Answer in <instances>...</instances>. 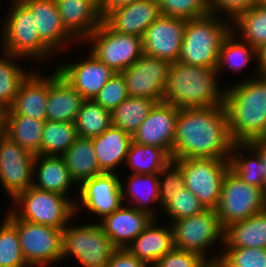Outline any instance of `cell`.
Masks as SVG:
<instances>
[{"label":"cell","mask_w":266,"mask_h":267,"mask_svg":"<svg viewBox=\"0 0 266 267\" xmlns=\"http://www.w3.org/2000/svg\"><path fill=\"white\" fill-rule=\"evenodd\" d=\"M233 145L224 105L179 109L172 159H229Z\"/></svg>","instance_id":"1"},{"label":"cell","mask_w":266,"mask_h":267,"mask_svg":"<svg viewBox=\"0 0 266 267\" xmlns=\"http://www.w3.org/2000/svg\"><path fill=\"white\" fill-rule=\"evenodd\" d=\"M255 66L252 77L225 88L224 107L234 143L261 140L266 134V78L259 76L258 63Z\"/></svg>","instance_id":"2"},{"label":"cell","mask_w":266,"mask_h":267,"mask_svg":"<svg viewBox=\"0 0 266 267\" xmlns=\"http://www.w3.org/2000/svg\"><path fill=\"white\" fill-rule=\"evenodd\" d=\"M218 77L216 68L172 62L163 101L179 109L224 105L226 87Z\"/></svg>","instance_id":"3"},{"label":"cell","mask_w":266,"mask_h":267,"mask_svg":"<svg viewBox=\"0 0 266 267\" xmlns=\"http://www.w3.org/2000/svg\"><path fill=\"white\" fill-rule=\"evenodd\" d=\"M230 31L231 21L212 13L187 20L178 61L216 68L222 42Z\"/></svg>","instance_id":"4"},{"label":"cell","mask_w":266,"mask_h":267,"mask_svg":"<svg viewBox=\"0 0 266 267\" xmlns=\"http://www.w3.org/2000/svg\"><path fill=\"white\" fill-rule=\"evenodd\" d=\"M6 18L1 22V49L14 56L43 64L56 56L40 39L35 18L21 0H10ZM8 14V15H7ZM38 62V64H37Z\"/></svg>","instance_id":"5"},{"label":"cell","mask_w":266,"mask_h":267,"mask_svg":"<svg viewBox=\"0 0 266 267\" xmlns=\"http://www.w3.org/2000/svg\"><path fill=\"white\" fill-rule=\"evenodd\" d=\"M68 197L30 186L12 199L9 210L18 219L64 229L76 214L75 202Z\"/></svg>","instance_id":"6"},{"label":"cell","mask_w":266,"mask_h":267,"mask_svg":"<svg viewBox=\"0 0 266 267\" xmlns=\"http://www.w3.org/2000/svg\"><path fill=\"white\" fill-rule=\"evenodd\" d=\"M170 225L174 248L196 252L208 261L219 260L224 245V228L216 210L206 209L197 215L175 220ZM214 245H219L221 249L215 250L214 255L211 252L210 256L209 250Z\"/></svg>","instance_id":"7"},{"label":"cell","mask_w":266,"mask_h":267,"mask_svg":"<svg viewBox=\"0 0 266 267\" xmlns=\"http://www.w3.org/2000/svg\"><path fill=\"white\" fill-rule=\"evenodd\" d=\"M116 249L98 222L63 229L62 262L73 257L81 267H106Z\"/></svg>","instance_id":"8"},{"label":"cell","mask_w":266,"mask_h":267,"mask_svg":"<svg viewBox=\"0 0 266 267\" xmlns=\"http://www.w3.org/2000/svg\"><path fill=\"white\" fill-rule=\"evenodd\" d=\"M4 216L16 227L22 254L30 267L62 263L63 229L18 219L9 208Z\"/></svg>","instance_id":"9"},{"label":"cell","mask_w":266,"mask_h":267,"mask_svg":"<svg viewBox=\"0 0 266 267\" xmlns=\"http://www.w3.org/2000/svg\"><path fill=\"white\" fill-rule=\"evenodd\" d=\"M266 209V195L262 188L244 182L229 169L224 177L216 213L223 228L245 220Z\"/></svg>","instance_id":"10"},{"label":"cell","mask_w":266,"mask_h":267,"mask_svg":"<svg viewBox=\"0 0 266 267\" xmlns=\"http://www.w3.org/2000/svg\"><path fill=\"white\" fill-rule=\"evenodd\" d=\"M182 168L185 188L190 190L206 209H216L222 184L230 169L229 159L185 158L176 160Z\"/></svg>","instance_id":"11"},{"label":"cell","mask_w":266,"mask_h":267,"mask_svg":"<svg viewBox=\"0 0 266 267\" xmlns=\"http://www.w3.org/2000/svg\"><path fill=\"white\" fill-rule=\"evenodd\" d=\"M84 44L92 45L90 52L116 73L126 70L143 55L141 37L115 32L104 21Z\"/></svg>","instance_id":"12"},{"label":"cell","mask_w":266,"mask_h":267,"mask_svg":"<svg viewBox=\"0 0 266 267\" xmlns=\"http://www.w3.org/2000/svg\"><path fill=\"white\" fill-rule=\"evenodd\" d=\"M119 177L118 173L103 172L78 186L76 191L78 196L75 201L76 214H80L83 210L86 213L87 210L88 214L98 216L97 222H99L118 210L124 204Z\"/></svg>","instance_id":"13"},{"label":"cell","mask_w":266,"mask_h":267,"mask_svg":"<svg viewBox=\"0 0 266 267\" xmlns=\"http://www.w3.org/2000/svg\"><path fill=\"white\" fill-rule=\"evenodd\" d=\"M171 62L143 54L121 74L131 97H147L157 103L163 102V95L169 77Z\"/></svg>","instance_id":"14"},{"label":"cell","mask_w":266,"mask_h":267,"mask_svg":"<svg viewBox=\"0 0 266 267\" xmlns=\"http://www.w3.org/2000/svg\"><path fill=\"white\" fill-rule=\"evenodd\" d=\"M35 157L8 137L0 140V184L11 200L32 186Z\"/></svg>","instance_id":"15"},{"label":"cell","mask_w":266,"mask_h":267,"mask_svg":"<svg viewBox=\"0 0 266 267\" xmlns=\"http://www.w3.org/2000/svg\"><path fill=\"white\" fill-rule=\"evenodd\" d=\"M186 23V19L161 14L141 37L143 54L178 61Z\"/></svg>","instance_id":"16"},{"label":"cell","mask_w":266,"mask_h":267,"mask_svg":"<svg viewBox=\"0 0 266 267\" xmlns=\"http://www.w3.org/2000/svg\"><path fill=\"white\" fill-rule=\"evenodd\" d=\"M31 11L41 41L56 55L81 43L65 28L55 0H21ZM60 52V53H59Z\"/></svg>","instance_id":"17"},{"label":"cell","mask_w":266,"mask_h":267,"mask_svg":"<svg viewBox=\"0 0 266 267\" xmlns=\"http://www.w3.org/2000/svg\"><path fill=\"white\" fill-rule=\"evenodd\" d=\"M74 62H62L56 69L61 76L85 99L94 100L101 89L116 74L93 53Z\"/></svg>","instance_id":"18"},{"label":"cell","mask_w":266,"mask_h":267,"mask_svg":"<svg viewBox=\"0 0 266 267\" xmlns=\"http://www.w3.org/2000/svg\"><path fill=\"white\" fill-rule=\"evenodd\" d=\"M178 111L179 108L170 103H156L132 135L133 142L162 148L172 158Z\"/></svg>","instance_id":"19"},{"label":"cell","mask_w":266,"mask_h":267,"mask_svg":"<svg viewBox=\"0 0 266 267\" xmlns=\"http://www.w3.org/2000/svg\"><path fill=\"white\" fill-rule=\"evenodd\" d=\"M153 219L149 213L123 204L98 223L117 249H126Z\"/></svg>","instance_id":"20"},{"label":"cell","mask_w":266,"mask_h":267,"mask_svg":"<svg viewBox=\"0 0 266 267\" xmlns=\"http://www.w3.org/2000/svg\"><path fill=\"white\" fill-rule=\"evenodd\" d=\"M160 15L157 0H136L111 12L103 21L115 32L142 37Z\"/></svg>","instance_id":"21"},{"label":"cell","mask_w":266,"mask_h":267,"mask_svg":"<svg viewBox=\"0 0 266 267\" xmlns=\"http://www.w3.org/2000/svg\"><path fill=\"white\" fill-rule=\"evenodd\" d=\"M55 1L63 25L82 44L103 22L99 0Z\"/></svg>","instance_id":"22"},{"label":"cell","mask_w":266,"mask_h":267,"mask_svg":"<svg viewBox=\"0 0 266 267\" xmlns=\"http://www.w3.org/2000/svg\"><path fill=\"white\" fill-rule=\"evenodd\" d=\"M84 101L56 68L48 75L46 120L74 123Z\"/></svg>","instance_id":"23"},{"label":"cell","mask_w":266,"mask_h":267,"mask_svg":"<svg viewBox=\"0 0 266 267\" xmlns=\"http://www.w3.org/2000/svg\"><path fill=\"white\" fill-rule=\"evenodd\" d=\"M75 185L62 156L36 155L33 165V187L69 196L75 202L78 195H68L74 190L73 186L78 187Z\"/></svg>","instance_id":"24"},{"label":"cell","mask_w":266,"mask_h":267,"mask_svg":"<svg viewBox=\"0 0 266 267\" xmlns=\"http://www.w3.org/2000/svg\"><path fill=\"white\" fill-rule=\"evenodd\" d=\"M39 71L36 68L23 81L8 113L46 120L48 75L43 76Z\"/></svg>","instance_id":"25"},{"label":"cell","mask_w":266,"mask_h":267,"mask_svg":"<svg viewBox=\"0 0 266 267\" xmlns=\"http://www.w3.org/2000/svg\"><path fill=\"white\" fill-rule=\"evenodd\" d=\"M154 218L126 249L139 260L152 267L174 248L171 225H158Z\"/></svg>","instance_id":"26"},{"label":"cell","mask_w":266,"mask_h":267,"mask_svg":"<svg viewBox=\"0 0 266 267\" xmlns=\"http://www.w3.org/2000/svg\"><path fill=\"white\" fill-rule=\"evenodd\" d=\"M132 135L111 126L100 136L92 138L99 168L102 172L116 173L118 167L125 165Z\"/></svg>","instance_id":"27"},{"label":"cell","mask_w":266,"mask_h":267,"mask_svg":"<svg viewBox=\"0 0 266 267\" xmlns=\"http://www.w3.org/2000/svg\"><path fill=\"white\" fill-rule=\"evenodd\" d=\"M127 179L126 183L121 180L123 202L158 219L160 216L156 217L158 208H154L156 206L154 205L155 203H159L158 205L160 206L158 173H131L127 175Z\"/></svg>","instance_id":"28"},{"label":"cell","mask_w":266,"mask_h":267,"mask_svg":"<svg viewBox=\"0 0 266 267\" xmlns=\"http://www.w3.org/2000/svg\"><path fill=\"white\" fill-rule=\"evenodd\" d=\"M266 248V209L224 228L223 248Z\"/></svg>","instance_id":"29"},{"label":"cell","mask_w":266,"mask_h":267,"mask_svg":"<svg viewBox=\"0 0 266 267\" xmlns=\"http://www.w3.org/2000/svg\"><path fill=\"white\" fill-rule=\"evenodd\" d=\"M62 157L76 186L103 173L99 168L92 138L78 137Z\"/></svg>","instance_id":"30"},{"label":"cell","mask_w":266,"mask_h":267,"mask_svg":"<svg viewBox=\"0 0 266 267\" xmlns=\"http://www.w3.org/2000/svg\"><path fill=\"white\" fill-rule=\"evenodd\" d=\"M231 31L257 51L261 50L266 45V4L261 1L238 15L231 22Z\"/></svg>","instance_id":"31"},{"label":"cell","mask_w":266,"mask_h":267,"mask_svg":"<svg viewBox=\"0 0 266 267\" xmlns=\"http://www.w3.org/2000/svg\"><path fill=\"white\" fill-rule=\"evenodd\" d=\"M258 57V51L255 48L241 39L239 40V37L230 31L224 38L219 50L216 67L217 74L221 76L223 69L225 70L226 68L237 74L242 69L244 70L250 62L257 61V64L259 61Z\"/></svg>","instance_id":"32"},{"label":"cell","mask_w":266,"mask_h":267,"mask_svg":"<svg viewBox=\"0 0 266 267\" xmlns=\"http://www.w3.org/2000/svg\"><path fill=\"white\" fill-rule=\"evenodd\" d=\"M229 162L230 169L244 182L264 190L263 162L247 143H234Z\"/></svg>","instance_id":"33"},{"label":"cell","mask_w":266,"mask_h":267,"mask_svg":"<svg viewBox=\"0 0 266 267\" xmlns=\"http://www.w3.org/2000/svg\"><path fill=\"white\" fill-rule=\"evenodd\" d=\"M45 121L29 116L8 113L7 137L34 155H40Z\"/></svg>","instance_id":"34"},{"label":"cell","mask_w":266,"mask_h":267,"mask_svg":"<svg viewBox=\"0 0 266 267\" xmlns=\"http://www.w3.org/2000/svg\"><path fill=\"white\" fill-rule=\"evenodd\" d=\"M156 103L147 97L129 96L111 112L112 126L133 135Z\"/></svg>","instance_id":"35"},{"label":"cell","mask_w":266,"mask_h":267,"mask_svg":"<svg viewBox=\"0 0 266 267\" xmlns=\"http://www.w3.org/2000/svg\"><path fill=\"white\" fill-rule=\"evenodd\" d=\"M0 54V106L9 108L16 97L19 88L28 75L35 69L26 71L17 61L25 59L1 51Z\"/></svg>","instance_id":"36"},{"label":"cell","mask_w":266,"mask_h":267,"mask_svg":"<svg viewBox=\"0 0 266 267\" xmlns=\"http://www.w3.org/2000/svg\"><path fill=\"white\" fill-rule=\"evenodd\" d=\"M171 156L162 148L151 145L137 144L131 142L125 160V166L130 168L131 173L155 174L171 160Z\"/></svg>","instance_id":"37"},{"label":"cell","mask_w":266,"mask_h":267,"mask_svg":"<svg viewBox=\"0 0 266 267\" xmlns=\"http://www.w3.org/2000/svg\"><path fill=\"white\" fill-rule=\"evenodd\" d=\"M77 138L75 123L45 120L40 155L62 156Z\"/></svg>","instance_id":"38"},{"label":"cell","mask_w":266,"mask_h":267,"mask_svg":"<svg viewBox=\"0 0 266 267\" xmlns=\"http://www.w3.org/2000/svg\"><path fill=\"white\" fill-rule=\"evenodd\" d=\"M74 123L78 137L93 138L100 136L112 126L111 112L94 100H85Z\"/></svg>","instance_id":"39"},{"label":"cell","mask_w":266,"mask_h":267,"mask_svg":"<svg viewBox=\"0 0 266 267\" xmlns=\"http://www.w3.org/2000/svg\"><path fill=\"white\" fill-rule=\"evenodd\" d=\"M0 267H30L22 254L17 229L6 217L0 225Z\"/></svg>","instance_id":"40"},{"label":"cell","mask_w":266,"mask_h":267,"mask_svg":"<svg viewBox=\"0 0 266 267\" xmlns=\"http://www.w3.org/2000/svg\"><path fill=\"white\" fill-rule=\"evenodd\" d=\"M162 210L164 216L166 214L169 220H171L168 223H172L175 220L202 213L206 208L198 198L184 186L179 189V192Z\"/></svg>","instance_id":"41"},{"label":"cell","mask_w":266,"mask_h":267,"mask_svg":"<svg viewBox=\"0 0 266 267\" xmlns=\"http://www.w3.org/2000/svg\"><path fill=\"white\" fill-rule=\"evenodd\" d=\"M159 175V200L160 212L183 188L184 177L181 165L174 159H171L163 169L158 173Z\"/></svg>","instance_id":"42"},{"label":"cell","mask_w":266,"mask_h":267,"mask_svg":"<svg viewBox=\"0 0 266 267\" xmlns=\"http://www.w3.org/2000/svg\"><path fill=\"white\" fill-rule=\"evenodd\" d=\"M219 261L224 267H266V248H223Z\"/></svg>","instance_id":"43"},{"label":"cell","mask_w":266,"mask_h":267,"mask_svg":"<svg viewBox=\"0 0 266 267\" xmlns=\"http://www.w3.org/2000/svg\"><path fill=\"white\" fill-rule=\"evenodd\" d=\"M162 15L186 20L210 13L208 0H157Z\"/></svg>","instance_id":"44"},{"label":"cell","mask_w":266,"mask_h":267,"mask_svg":"<svg viewBox=\"0 0 266 267\" xmlns=\"http://www.w3.org/2000/svg\"><path fill=\"white\" fill-rule=\"evenodd\" d=\"M128 97L125 79L121 73H116L101 89L94 101L112 112Z\"/></svg>","instance_id":"45"},{"label":"cell","mask_w":266,"mask_h":267,"mask_svg":"<svg viewBox=\"0 0 266 267\" xmlns=\"http://www.w3.org/2000/svg\"><path fill=\"white\" fill-rule=\"evenodd\" d=\"M208 260L196 252L173 248L152 267H204Z\"/></svg>","instance_id":"46"},{"label":"cell","mask_w":266,"mask_h":267,"mask_svg":"<svg viewBox=\"0 0 266 267\" xmlns=\"http://www.w3.org/2000/svg\"><path fill=\"white\" fill-rule=\"evenodd\" d=\"M262 0H208L210 13L222 17L231 22L241 13L246 12L251 7L260 3Z\"/></svg>","instance_id":"47"},{"label":"cell","mask_w":266,"mask_h":267,"mask_svg":"<svg viewBox=\"0 0 266 267\" xmlns=\"http://www.w3.org/2000/svg\"><path fill=\"white\" fill-rule=\"evenodd\" d=\"M106 267H149L127 249H116Z\"/></svg>","instance_id":"48"},{"label":"cell","mask_w":266,"mask_h":267,"mask_svg":"<svg viewBox=\"0 0 266 267\" xmlns=\"http://www.w3.org/2000/svg\"><path fill=\"white\" fill-rule=\"evenodd\" d=\"M136 0H99V10L104 20L111 12L125 7Z\"/></svg>","instance_id":"49"},{"label":"cell","mask_w":266,"mask_h":267,"mask_svg":"<svg viewBox=\"0 0 266 267\" xmlns=\"http://www.w3.org/2000/svg\"><path fill=\"white\" fill-rule=\"evenodd\" d=\"M247 144L259 155L261 161L263 162L265 172L264 192L266 195V144L261 140L249 141Z\"/></svg>","instance_id":"50"},{"label":"cell","mask_w":266,"mask_h":267,"mask_svg":"<svg viewBox=\"0 0 266 267\" xmlns=\"http://www.w3.org/2000/svg\"><path fill=\"white\" fill-rule=\"evenodd\" d=\"M9 108L0 106V140L7 137V119Z\"/></svg>","instance_id":"51"},{"label":"cell","mask_w":266,"mask_h":267,"mask_svg":"<svg viewBox=\"0 0 266 267\" xmlns=\"http://www.w3.org/2000/svg\"><path fill=\"white\" fill-rule=\"evenodd\" d=\"M258 72L259 76L266 78V45L258 51Z\"/></svg>","instance_id":"52"},{"label":"cell","mask_w":266,"mask_h":267,"mask_svg":"<svg viewBox=\"0 0 266 267\" xmlns=\"http://www.w3.org/2000/svg\"><path fill=\"white\" fill-rule=\"evenodd\" d=\"M204 267H224L222 263L218 261H208Z\"/></svg>","instance_id":"53"},{"label":"cell","mask_w":266,"mask_h":267,"mask_svg":"<svg viewBox=\"0 0 266 267\" xmlns=\"http://www.w3.org/2000/svg\"><path fill=\"white\" fill-rule=\"evenodd\" d=\"M262 142H264L266 144V134L265 136L261 139Z\"/></svg>","instance_id":"54"}]
</instances>
